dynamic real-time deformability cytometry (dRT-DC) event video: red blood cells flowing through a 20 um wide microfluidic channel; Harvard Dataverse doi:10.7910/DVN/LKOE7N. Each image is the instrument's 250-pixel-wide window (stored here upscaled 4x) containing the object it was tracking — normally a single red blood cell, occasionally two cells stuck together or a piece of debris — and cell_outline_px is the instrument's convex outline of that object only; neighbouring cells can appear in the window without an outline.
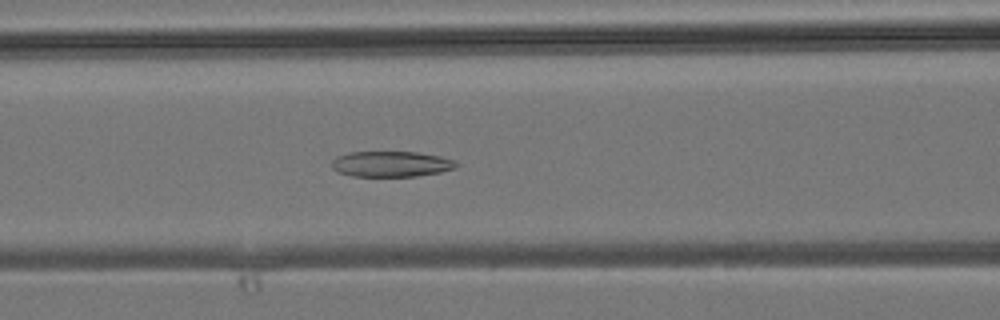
{"species": "common noctule bat (a hibernating species)", "species_latin": "Nyctalus noctula", "temperature_condition": "room temperature", "stored_images_in_passage": 40, "camera_frame_rate_fps": 3000, "um_per_image_px": 0.085, "animal": {"sex": "male", "body_mass_g": 19.2, "forearm_length_mm": 51.8}, "frame": {"image": 1, "passage_image": 16, "time_ms": 5.0, "image_size_px": [1000, 320], "cell_outline_px": [[460, 164], [456, 168], [440, 172], [416, 176], [352, 176], [336, 172], [332, 168], [332, 160], [336, 156], [348, 152], [416, 152], [440, 156], [456, 160]], "centroid_in_image_um": [33.25, 13.94], "position_along_channel_um": 133.3, "area_um2": 18.79}}
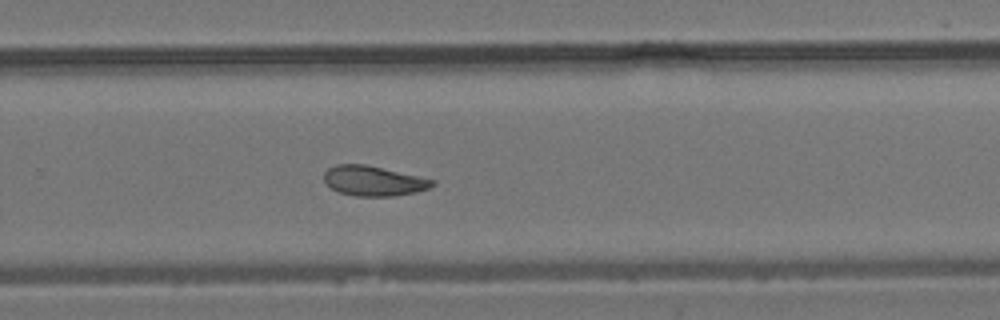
{"frame": {"image": 2, "passage_image": 26, "time_ms": 8.333, "image_size_px": [1000, 320], "cell_outline_px": [[436, 184], [428, 188], [416, 192], [392, 196], [356, 196], [340, 192], [332, 188], [324, 180], [324, 172], [328, 168], [336, 164], [364, 164], [436, 180]], "centroid_in_image_um": [31.75, 15.37], "position_along_channel_um": 298.0, "area_um2": 18.73}}
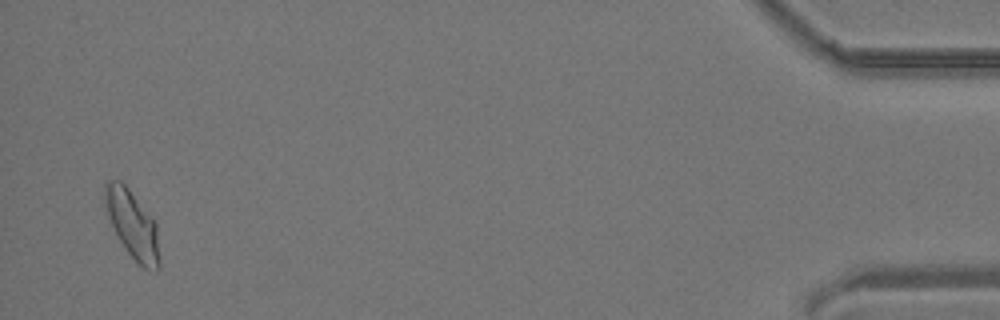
{"frame": {"image": 3, "passage_image": 39, "time_ms": 12.667, "image_size_px": [1000, 320], "cell_outline_px": [[160, 268], [156, 272], [144, 268], [128, 252], [120, 240], [112, 224], [108, 212], [104, 196], [104, 184], [108, 180], [120, 180], [128, 188], [156, 220], [160, 260]], "centroid_in_image_um": [11.31, 19.09], "position_along_channel_um": 423.9, "area_um2": 21.39}}